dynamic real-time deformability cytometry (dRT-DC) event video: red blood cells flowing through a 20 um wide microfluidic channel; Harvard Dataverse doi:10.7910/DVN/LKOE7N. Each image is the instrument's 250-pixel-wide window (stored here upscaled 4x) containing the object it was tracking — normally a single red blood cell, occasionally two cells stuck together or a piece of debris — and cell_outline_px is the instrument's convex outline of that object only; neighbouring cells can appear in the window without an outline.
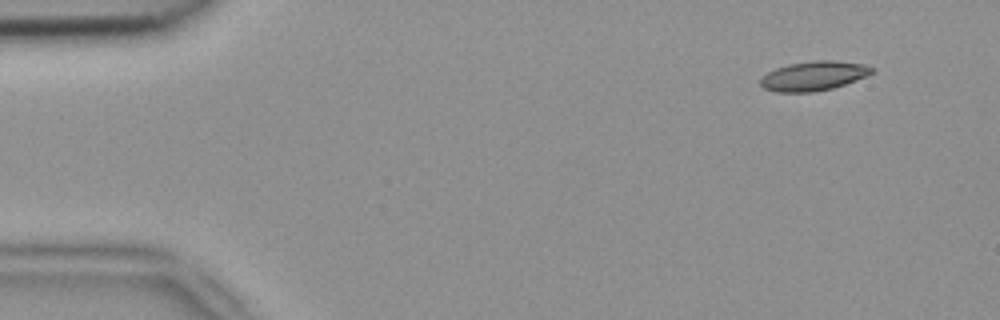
{"species": "common noctule bat (a hibernating species)", "species_latin": "Nyctalus noctula", "temperature_condition": "room temperature", "stored_images_in_passage": 5, "camera_frame_rate_fps": 3000, "um_per_image_px": 0.085, "animal": {"sex": "female", "body_mass_g": 18.4}, "frame": {"image": 1, "passage_image": 2, "time_ms": 0.333, "image_size_px": [1000, 320], "cell_outline_px": [[876, 68], [872, 72], [864, 76], [844, 84], [832, 88], [812, 92], [776, 92], [764, 88], [760, 84], [760, 80], [768, 72], [776, 68], [788, 64], [812, 60], [836, 60], [864, 64]], "centroid_in_image_um": [69.15, 6.44], "position_along_channel_um": 15.9, "area_um2": 18.96}}
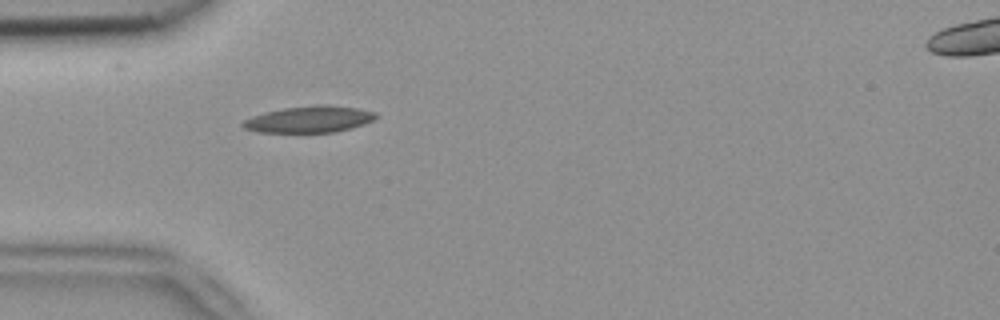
{"frame": {"image": 2, "passage_image": 5, "time_ms": 1.333, "image_size_px": [1000, 320], "cell_outline_px": [[380, 116], [364, 124], [352, 128], [332, 132], [256, 132], [244, 128], [240, 124], [244, 120], [252, 116], [264, 112], [284, 108], [316, 104], [328, 104], [356, 108], [376, 112]], "centroid_in_image_um": [26.29, 10.13], "position_along_channel_um": 58.7, "area_um2": 20.69}}